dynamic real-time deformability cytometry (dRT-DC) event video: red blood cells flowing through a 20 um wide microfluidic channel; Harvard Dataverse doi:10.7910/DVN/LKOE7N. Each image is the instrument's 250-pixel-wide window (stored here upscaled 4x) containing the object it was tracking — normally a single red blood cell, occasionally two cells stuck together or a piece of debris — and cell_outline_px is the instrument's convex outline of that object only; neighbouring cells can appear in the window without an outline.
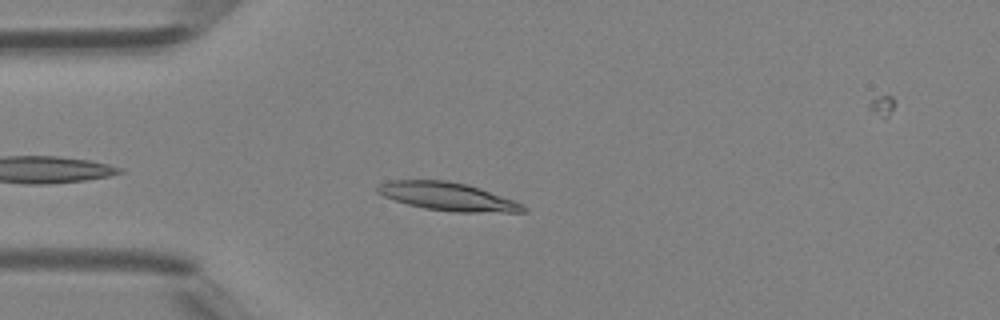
{"species": "Egyptian fruit bat (a non-hibernating species)", "species_latin": "Rousettus aegyptiacus", "temperature_condition": "room temperature", "stored_images_in_passage": 39, "camera_frame_rate_fps": 3000, "um_per_image_px": 0.085, "animal": {"sex": "female"}, "frame": {"image": 1, "passage_image": 4, "time_ms": 1.0, "image_size_px": [1000, 320], "cell_outline_px": [[528, 212], [456, 212], [424, 208], [408, 204], [384, 196], [376, 192], [376, 188], [380, 184], [388, 180], [448, 180], [468, 184], [480, 188], [512, 200], [528, 208]], "centroid_in_image_um": [38.04, 16.7], "position_along_channel_um": 47.0, "area_um2": 23.76}}
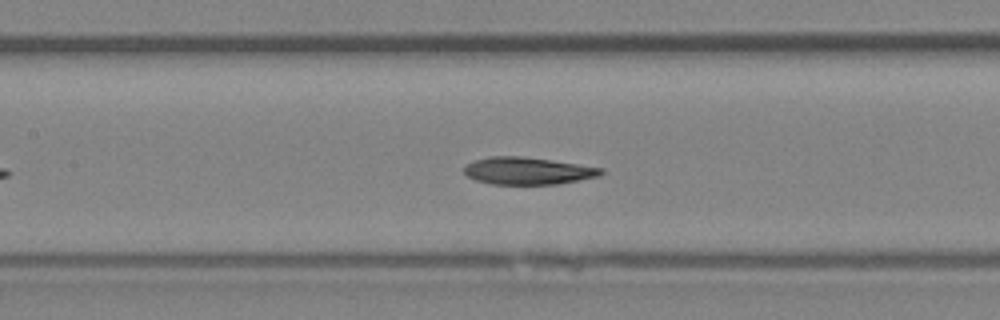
{"frame": {"image": 2, "passage_image": 13, "time_ms": 4.0, "image_size_px": [1000, 320], "cell_outline_px": [[604, 172], [600, 176], [560, 184], [492, 184], [476, 180], [468, 176], [464, 172], [464, 168], [468, 164], [476, 160], [488, 156], [524, 156], [552, 160], [604, 168]], "centroid_in_image_um": [44.9, 14.52], "position_along_channel_um": 162.5, "area_um2": 21.79}}
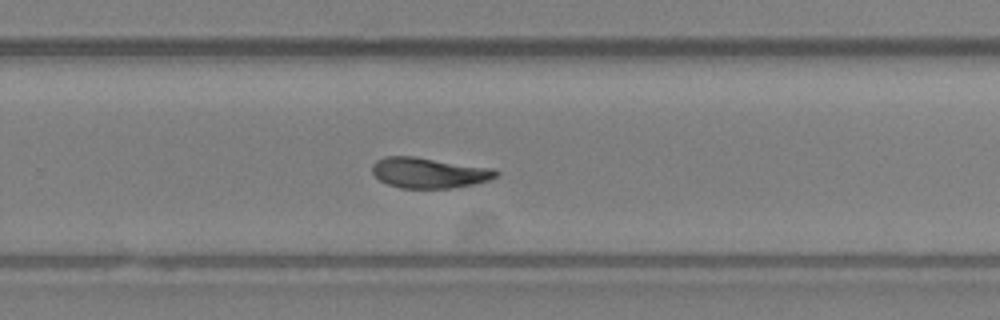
{"frame": {"image": 3, "passage_image": 22, "time_ms": 7.0, "image_size_px": [1000, 320], "cell_outline_px": [[500, 172], [496, 176], [488, 180], [472, 184], [452, 188], [400, 188], [388, 184], [380, 180], [372, 172], [372, 164], [376, 160], [388, 156], [416, 156], [492, 168]], "centroid_in_image_um": [36.45, 14.68], "position_along_channel_um": 293.4, "area_um2": 21.96}, "authors_computed_cell_mechanics": {"area_um2": 22.3686, "velocity_mm_per_s": 4.3759, "shape_relaxation_time_tau1_ms": 5.1789, "shape_relaxation_time_tau2_ms": 1.8108, "deformation_change_tau1": 0.1725, "deformation_change_tau2": 0.0762}}